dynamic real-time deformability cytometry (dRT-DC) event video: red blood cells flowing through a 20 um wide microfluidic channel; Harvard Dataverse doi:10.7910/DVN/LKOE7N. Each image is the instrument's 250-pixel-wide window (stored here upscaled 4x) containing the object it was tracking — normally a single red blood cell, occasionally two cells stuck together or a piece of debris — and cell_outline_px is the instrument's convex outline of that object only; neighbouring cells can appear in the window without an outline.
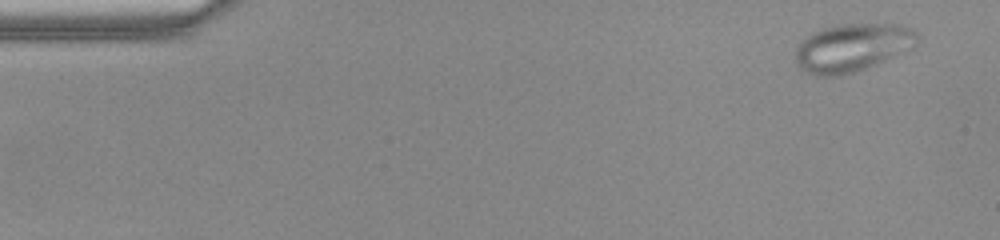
{"species": "common noctule bat (a hibernating species)", "species_latin": "Nyctalus noctula", "temperature_condition": "warm", "stored_images_in_passage": 50, "camera_frame_rate_fps": 3000, "um_per_image_px": 0.085, "animal": {"sex": "female", "body_mass_g": 22.0, "forearm_length_mm": 56.7}, "frame": {"image": 1, "passage_image": 3, "time_ms": 0.667, "image_size_px": [1000, 240], "cell_outline_px": [[920, 40], [916, 48], [864, 68], [840, 76], [816, 76], [804, 72], [800, 68], [796, 60], [796, 48], [812, 32], [840, 24], [900, 24], [916, 32]], "centroid_in_image_um": [72.49, 4.05], "position_along_channel_um": 12.5, "area_um2": 34.04}}
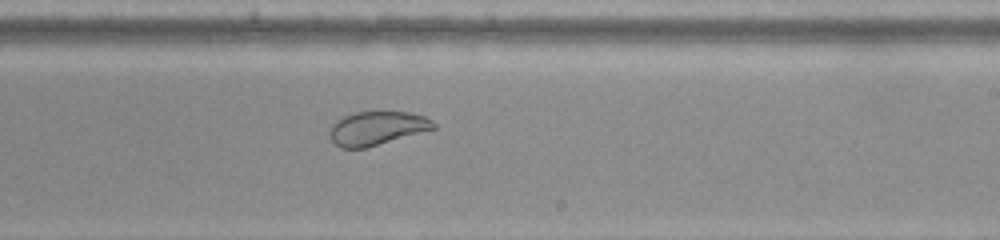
{"frame": {"image": 2, "passage_image": 30, "time_ms": 9.667, "image_size_px": [1000, 240], "cell_outline_px": [[436, 128], [364, 148], [340, 148], [332, 140], [332, 124], [336, 120], [352, 112], [412, 112], [424, 116], [432, 120], [436, 124]], "centroid_in_image_um": [32.06, 10.88], "position_along_channel_um": 256.9, "area_um2": 20.06}}
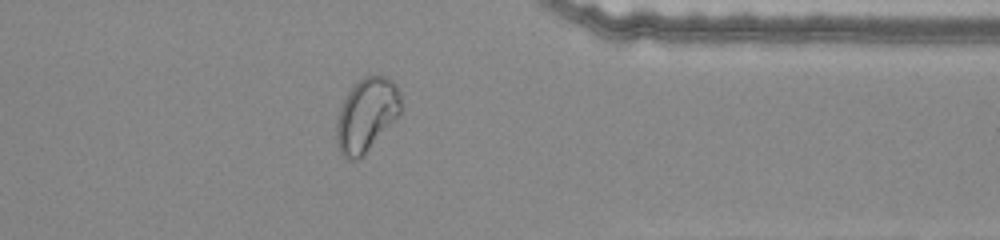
{"frame": {"image": 3, "passage_image": 40, "time_ms": 13.0, "image_size_px": [1000, 240], "cell_outline_px": [[400, 112], [396, 120], [364, 156], [356, 160], [348, 160], [340, 152], [336, 140], [336, 120], [340, 108], [348, 92], [364, 76], [384, 76], [392, 80], [396, 84], [400, 92]], "centroid_in_image_um": [31.16, 9.8], "position_along_channel_um": 380.2, "area_um2": 27.69}, "authors_computed_cell_mechanics": {"area_um2": 29.8826, "velocity_mm_per_s": 4.0112, "shape_relaxation_time_tau1_ms": null, "shape_relaxation_time_tau2_ms": 0.4928, "deformation_change_tau1": null, "deformation_change_tau2": 0.054}}